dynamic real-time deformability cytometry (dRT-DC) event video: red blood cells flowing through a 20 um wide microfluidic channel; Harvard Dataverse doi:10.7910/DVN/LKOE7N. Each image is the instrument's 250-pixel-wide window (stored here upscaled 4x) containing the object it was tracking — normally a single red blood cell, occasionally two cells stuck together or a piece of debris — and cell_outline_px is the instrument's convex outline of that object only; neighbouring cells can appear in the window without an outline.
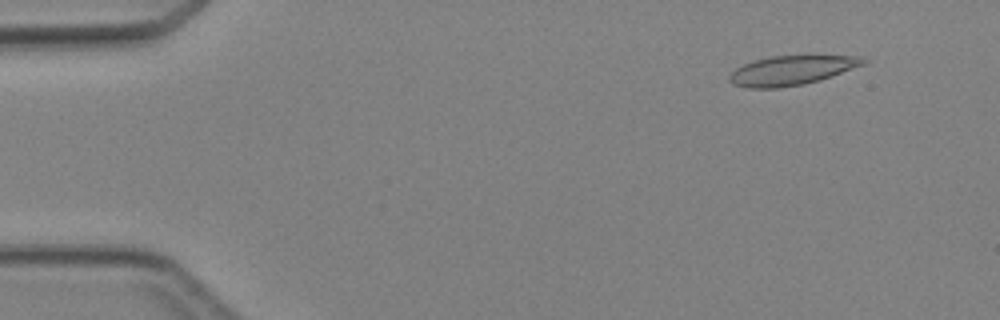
{"species": "Egyptian fruit bat (a non-hibernating species)", "species_latin": "Rousettus aegyptiacus", "temperature_condition": "cold", "stored_images_in_passage": 4, "camera_frame_rate_fps": 3000, "um_per_image_px": 0.085, "animal": {"sex": "female"}, "frame": {"image": 1, "passage_image": 2, "time_ms": 1.0, "image_size_px": [1000, 320], "cell_outline_px": [[868, 60], [864, 64], [832, 76], [820, 80], [804, 84], [780, 88], [744, 88], [732, 84], [728, 80], [728, 76], [736, 68], [752, 60], [768, 56], [812, 52], [860, 56]], "centroid_in_image_um": [67.33, 5.92], "position_along_channel_um": 17.7, "area_um2": 24.33}}
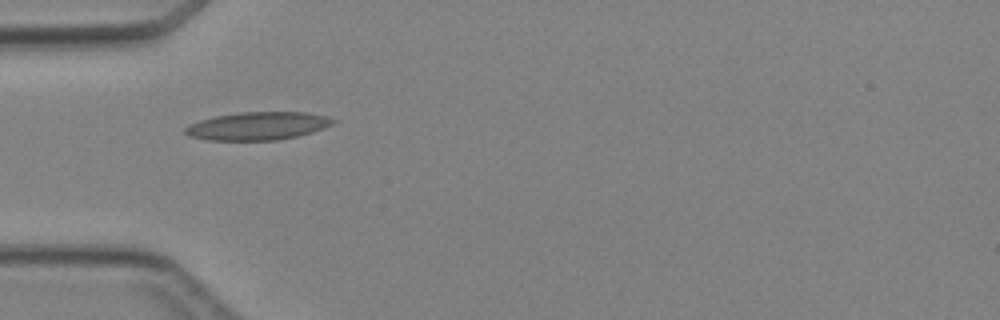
{"frame": {"image": 2, "passage_image": 4, "time_ms": 4.333, "image_size_px": [1000, 320], "cell_outline_px": [[336, 120], [332, 124], [324, 128], [312, 132], [296, 136], [276, 140], [208, 140], [188, 136], [184, 132], [184, 128], [200, 120], [216, 116], [240, 112], [304, 112], [328, 116]], "centroid_in_image_um": [21.91, 10.7], "position_along_channel_um": 63.1, "area_um2": 23.99}}